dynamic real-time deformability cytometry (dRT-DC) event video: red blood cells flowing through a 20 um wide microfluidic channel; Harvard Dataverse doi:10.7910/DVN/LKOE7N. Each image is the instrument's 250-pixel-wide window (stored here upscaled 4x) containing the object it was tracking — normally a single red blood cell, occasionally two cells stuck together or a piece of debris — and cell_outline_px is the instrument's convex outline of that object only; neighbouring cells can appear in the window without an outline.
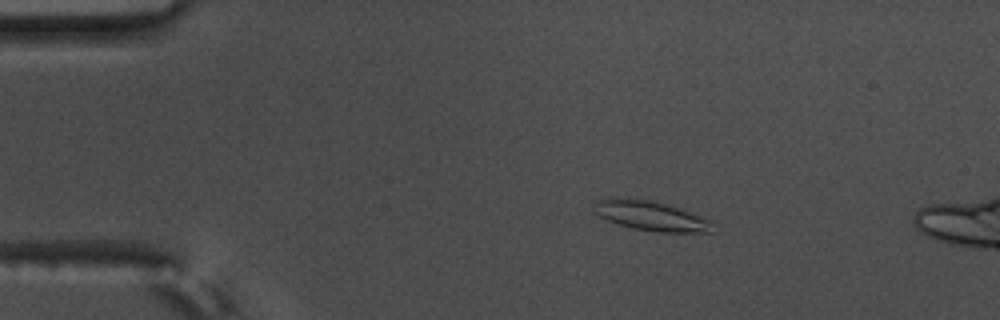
{"species": "common noctule bat (a hibernating species)", "species_latin": "Nyctalus noctula", "temperature_condition": "warm", "stored_images_in_passage": 11, "camera_frame_rate_fps": 3000, "um_per_image_px": 0.085, "animal": {"sex": "male", "body_mass_g": 17.5, "forearm_length_mm": 52.3}, "frame": {"image": 1, "passage_image": 4, "time_ms": 1.0, "image_size_px": [1000, 320], "cell_outline_px": [[716, 232], [656, 232], [632, 228], [608, 220], [592, 212], [592, 204], [596, 200], [612, 196], [652, 200], [680, 208], [712, 220]], "centroid_in_image_um": [55.31, 18.33], "position_along_channel_um": 29.7, "area_um2": 21.04}}